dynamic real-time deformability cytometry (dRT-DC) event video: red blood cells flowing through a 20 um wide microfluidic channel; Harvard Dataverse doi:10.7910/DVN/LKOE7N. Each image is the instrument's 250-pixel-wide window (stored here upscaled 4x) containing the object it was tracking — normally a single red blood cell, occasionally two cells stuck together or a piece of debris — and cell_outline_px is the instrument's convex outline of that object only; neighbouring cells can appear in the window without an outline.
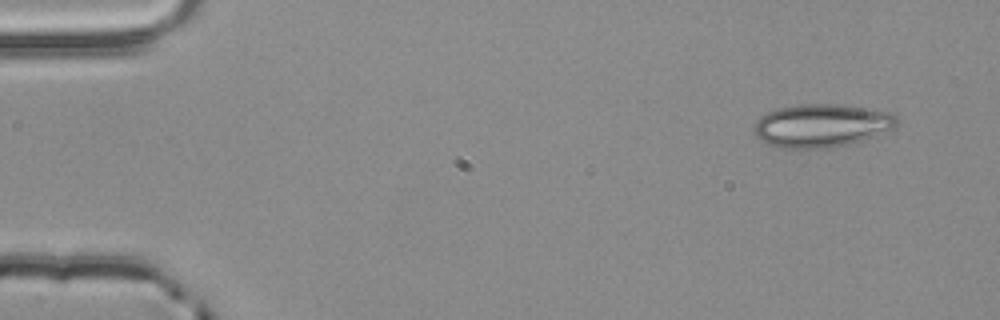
{"species": "common noctule bat (a hibernating species)", "species_latin": "Nyctalus noctula", "temperature_condition": "room temperature", "stored_images_in_passage": 3, "segment_of_instrument_passage": [2, 2], "camera_frame_rate_fps": 3000, "um_per_image_px": 0.085, "animal": {"sex": "male", "body_mass_g": 20.4}, "frame": {"image": 1, "passage_image": 3, "time_ms": 0.667, "image_size_px": [1000, 320], "cell_outline_px": [[896, 124], [892, 128], [872, 136], [848, 144], [824, 148], [784, 148], [768, 144], [756, 136], [752, 128], [756, 120], [760, 116], [776, 108], [800, 104], [836, 104], [892, 112], [896, 116]], "centroid_in_image_um": [69.76, 10.66], "position_along_channel_um": 15.2, "area_um2": 35.55}}